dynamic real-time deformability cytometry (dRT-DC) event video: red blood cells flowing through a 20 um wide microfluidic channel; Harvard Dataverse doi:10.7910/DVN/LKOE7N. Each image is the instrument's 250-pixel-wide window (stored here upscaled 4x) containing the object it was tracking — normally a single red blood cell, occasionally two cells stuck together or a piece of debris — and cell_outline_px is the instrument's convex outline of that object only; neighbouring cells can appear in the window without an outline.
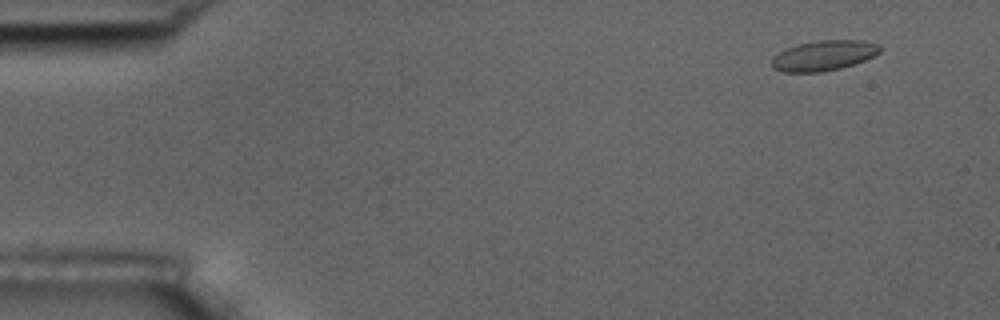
{"species": "common noctule bat (a hibernating species)", "species_latin": "Nyctalus noctula", "temperature_condition": "room temperature", "stored_images_in_passage": 5, "camera_frame_rate_fps": 3000, "um_per_image_px": 0.085, "animal": {"sex": "male", "body_mass_g": 17.5, "forearm_length_mm": 52.3}, "frame": {"image": 1, "passage_image": 1, "time_ms": 0.0, "image_size_px": [1000, 320], "cell_outline_px": [[884, 48], [880, 52], [864, 60], [840, 68], [820, 72], [784, 72], [772, 68], [772, 56], [784, 48], [800, 44], [820, 40], [864, 40], [880, 44]], "centroid_in_image_um": [70.02, 4.71], "position_along_channel_um": 15.0, "area_um2": 19.13}}